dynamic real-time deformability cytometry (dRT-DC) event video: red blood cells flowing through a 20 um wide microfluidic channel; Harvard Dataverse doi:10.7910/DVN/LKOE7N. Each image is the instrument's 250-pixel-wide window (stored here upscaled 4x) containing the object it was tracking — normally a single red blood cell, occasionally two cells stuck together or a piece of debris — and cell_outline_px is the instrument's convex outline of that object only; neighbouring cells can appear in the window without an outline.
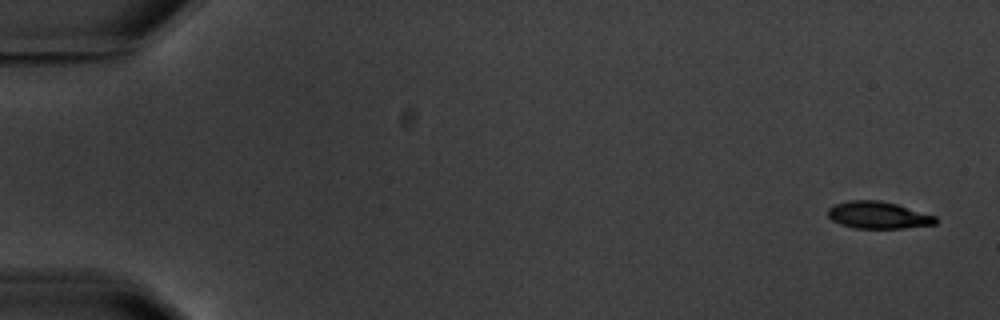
{"species": "common noctule bat (a hibernating species)", "species_latin": "Nyctalus noctula", "temperature_condition": "warm", "stored_images_in_passage": 7, "camera_frame_rate_fps": 3000, "um_per_image_px": 0.085, "animal": {"sex": "male", "body_mass_g": 20.1, "forearm_length_mm": 53.5}, "frame": {"image": 1, "passage_image": 1, "time_ms": 0.0, "image_size_px": [1000, 320], "cell_outline_px": [[936, 224], [904, 228], [856, 228], [840, 224], [832, 220], [828, 216], [828, 208], [836, 204], [848, 200], [880, 200], [896, 204], [936, 216]], "centroid_in_image_um": [74.63, 18.28], "position_along_channel_um": 10.4, "area_um2": 16.88}}
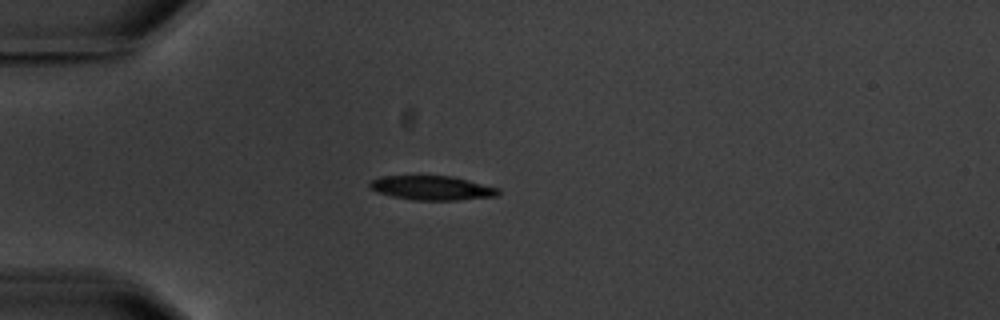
{"frame": {"image": 2, "passage_image": 5, "time_ms": 4.667, "image_size_px": [1000, 320], "cell_outline_px": [[500, 192], [496, 196], [456, 200], [412, 200], [392, 196], [376, 192], [368, 184], [372, 180], [384, 176], [452, 176], [500, 188]], "centroid_in_image_um": [36.73, 15.98], "position_along_channel_um": 48.3, "area_um2": 18.03}}